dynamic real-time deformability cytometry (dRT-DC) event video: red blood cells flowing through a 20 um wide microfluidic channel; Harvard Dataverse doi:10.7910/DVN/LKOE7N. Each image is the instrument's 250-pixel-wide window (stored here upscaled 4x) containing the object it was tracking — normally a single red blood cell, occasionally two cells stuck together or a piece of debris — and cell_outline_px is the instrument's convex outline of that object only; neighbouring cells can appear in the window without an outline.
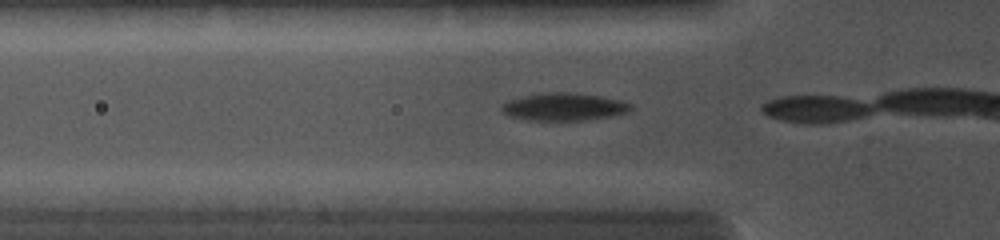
{"species": "common noctule bat (a hibernating species)", "species_latin": "Nyctalus noctula", "temperature_condition": "cold", "stored_images_in_passage": 3, "camera_frame_rate_fps": 5000, "um_per_image_px": 0.085, "animal": {"sex": "female", "body_mass_g": 19.0, "forearm_length_mm": 56.7}, "frame": {"image": 1, "passage_image": 2, "time_ms": 0.4, "image_size_px": [1000, 240], "cell_outline_px": [[632, 108], [628, 112], [612, 116], [584, 120], [528, 120], [508, 116], [500, 108], [500, 104], [508, 100], [524, 96], [552, 92], [564, 92], [600, 96], [624, 100], [632, 104]], "centroid_in_image_um": [47.95, 9.08], "position_along_channel_um": 77.9, "area_um2": 20.75}}